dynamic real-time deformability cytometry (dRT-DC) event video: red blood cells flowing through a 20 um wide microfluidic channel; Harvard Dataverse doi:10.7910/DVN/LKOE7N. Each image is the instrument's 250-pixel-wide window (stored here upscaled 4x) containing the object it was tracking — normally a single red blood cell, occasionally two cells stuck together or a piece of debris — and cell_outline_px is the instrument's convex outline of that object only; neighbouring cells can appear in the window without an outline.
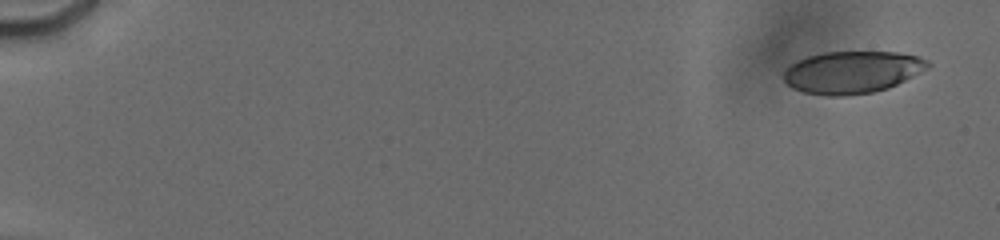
{"species": "human", "species_latin": "Homo sapiens", "temperature_condition": "cold", "stored_images_in_passage": 88, "camera_frame_rate_fps": 3000, "um_per_image_px": 0.085, "donor": {"sex": "male"}, "frame": {"image": 1, "passage_image": 3, "time_ms": 0.667, "image_size_px": [1000, 240], "cell_outline_px": [[932, 64], [928, 68], [888, 88], [872, 92], [844, 96], [828, 96], [804, 92], [792, 88], [784, 80], [784, 72], [792, 64], [808, 56], [824, 52], [896, 52], [920, 56], [928, 60]], "centroid_in_image_um": [72.46, 6.13], "position_along_channel_um": 12.5, "area_um2": 35.26}}
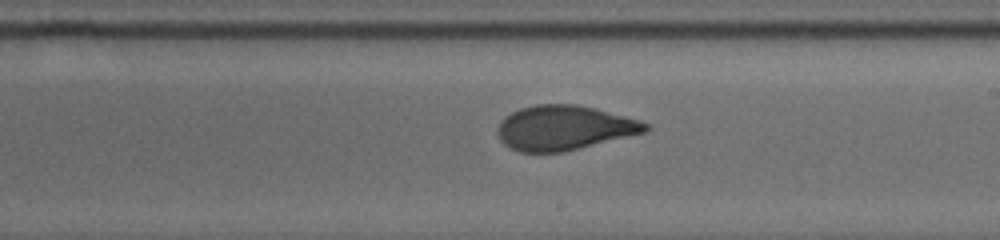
{"frame": {"image": 2, "passage_image": 55, "time_ms": 11.333, "image_size_px": [1000, 240], "cell_outline_px": [[652, 128], [648, 132], [564, 152], [520, 152], [508, 148], [500, 140], [496, 132], [496, 128], [500, 120], [504, 116], [520, 108], [536, 104], [576, 104], [596, 108], [640, 120], [648, 124]], "centroid_in_image_um": [47.95, 10.87], "position_along_channel_um": 241.0, "area_um2": 39.02}}
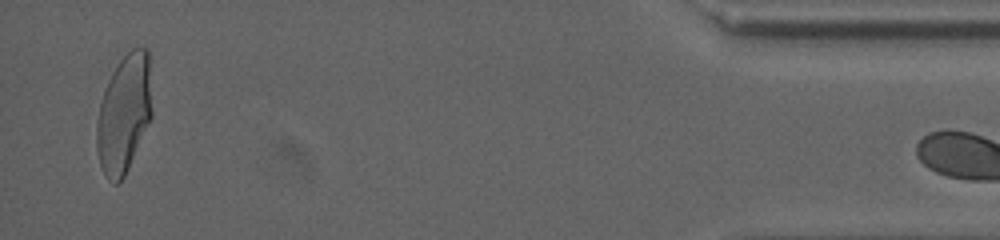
{"frame": {"image": 3, "passage_image": 87, "time_ms": 18.0, "image_size_px": [1000, 240], "cell_outline_px": [[152, 116], [124, 176], [116, 184], [112, 184], [104, 176], [100, 164], [96, 148], [96, 124], [100, 104], [108, 80], [116, 64], [132, 48], [148, 48], [152, 112]], "centroid_in_image_um": [10.53, 9.67], "position_along_channel_um": 424.7, "area_um2": 37.97}, "authors_computed_cell_mechanics": {"area_um2": 38.1769, "velocity_mm_per_s": 3.7967, "shape_relaxation_time_tau1_ms": 9.1866, "shape_relaxation_time_tau2_ms": 0.8767, "deformation_change_tau1": 0.2398, "deformation_change_tau2": 0.0647}}